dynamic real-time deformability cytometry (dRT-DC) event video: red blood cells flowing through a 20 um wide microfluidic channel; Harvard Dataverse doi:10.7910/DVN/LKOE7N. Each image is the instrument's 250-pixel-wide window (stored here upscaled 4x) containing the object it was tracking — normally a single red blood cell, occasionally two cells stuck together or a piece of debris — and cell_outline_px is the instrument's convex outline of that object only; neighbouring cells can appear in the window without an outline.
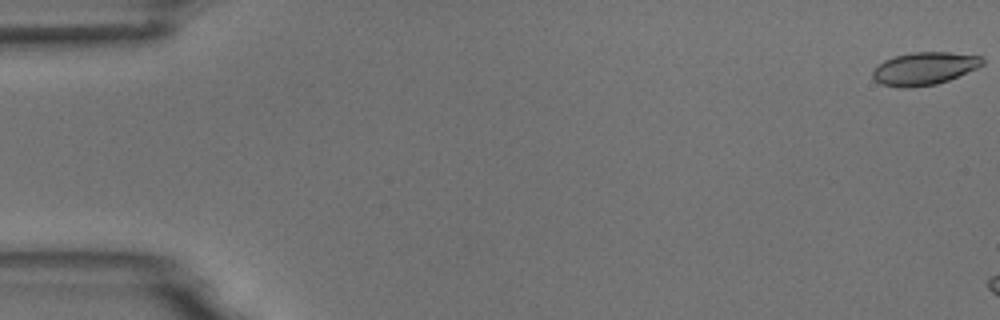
{"species": "common noctule bat (a hibernating species)", "species_latin": "Nyctalus noctula", "temperature_condition": "room temperature", "stored_images_in_passage": 3, "camera_frame_rate_fps": 3000, "um_per_image_px": 0.085, "animal": {"sex": "male", "body_mass_g": 18.8}, "frame": {"image": 1, "passage_image": 1, "time_ms": 0.0, "image_size_px": [1000, 320], "cell_outline_px": [[984, 64], [976, 68], [948, 80], [936, 84], [908, 88], [900, 88], [880, 84], [872, 76], [872, 72], [884, 60], [896, 56], [912, 52], [948, 52], [980, 56], [984, 60]], "centroid_in_image_um": [78.55, 5.83], "position_along_channel_um": 6.4, "area_um2": 20.75}}